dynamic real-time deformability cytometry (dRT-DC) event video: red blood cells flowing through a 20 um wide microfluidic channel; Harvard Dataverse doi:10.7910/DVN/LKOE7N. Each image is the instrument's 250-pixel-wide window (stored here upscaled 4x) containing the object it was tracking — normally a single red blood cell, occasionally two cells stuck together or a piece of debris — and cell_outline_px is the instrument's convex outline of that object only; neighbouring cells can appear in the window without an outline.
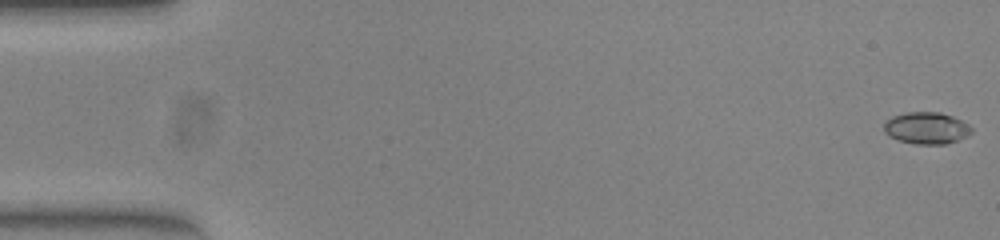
{"species": "common noctule bat (a hibernating species)", "species_latin": "Nyctalus noctula", "temperature_condition": "warm", "stored_images_in_passage": 53, "camera_frame_rate_fps": 3000, "um_per_image_px": 0.085, "animal": {"sex": "female", "body_mass_g": 23.0, "forearm_length_mm": 53.4}, "frame": {"image": 1, "passage_image": 1, "time_ms": 0.0, "image_size_px": [1000, 240], "cell_outline_px": [[972, 132], [968, 136], [944, 144], [916, 144], [900, 140], [888, 136], [884, 132], [884, 124], [892, 116], [908, 112], [940, 112], [952, 116], [968, 124], [972, 128]], "centroid_in_image_um": [78.75, 10.88], "position_along_channel_um": 6.2, "area_um2": 16.13}}
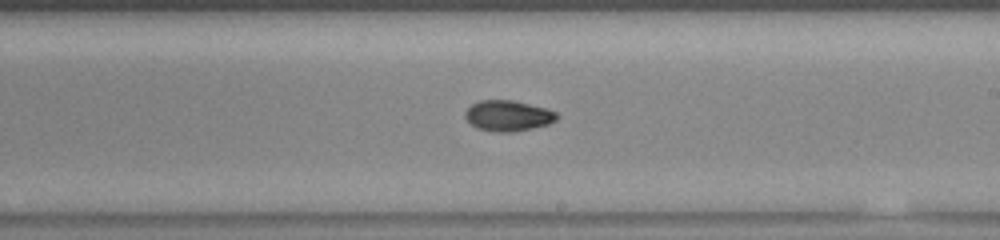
{"frame": {"image": 2, "passage_image": 31, "time_ms": 10.0, "image_size_px": [1000, 240], "cell_outline_px": [[560, 116], [556, 120], [548, 124], [532, 128], [512, 132], [496, 132], [476, 128], [464, 116], [464, 112], [472, 104], [480, 100], [512, 100], [544, 108], [556, 112]], "centroid_in_image_um": [43.17, 9.84], "position_along_channel_um": 245.8, "area_um2": 16.3}}
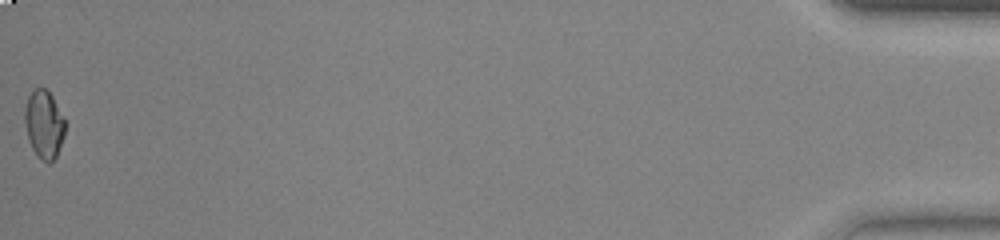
{"frame": {"image": 3, "passage_image": 53, "time_ms": 17.333, "image_size_px": [1000, 240], "cell_outline_px": [[64, 136], [56, 156], [48, 164], [40, 160], [36, 156], [28, 140], [24, 120], [24, 112], [28, 96], [36, 88], [44, 88], [52, 96], [64, 120]], "centroid_in_image_um": [3.71, 10.61], "position_along_channel_um": 431.5, "area_um2": 15.84}, "authors_computed_cell_mechanics": {"area_um2": 16.0684, "velocity_mm_per_s": 3.9221, "shape_relaxation_time_tau1_ms": null, "shape_relaxation_time_tau2_ms": 2.6577, "deformation_change_tau1": null, "deformation_change_tau2": 0.0546}}